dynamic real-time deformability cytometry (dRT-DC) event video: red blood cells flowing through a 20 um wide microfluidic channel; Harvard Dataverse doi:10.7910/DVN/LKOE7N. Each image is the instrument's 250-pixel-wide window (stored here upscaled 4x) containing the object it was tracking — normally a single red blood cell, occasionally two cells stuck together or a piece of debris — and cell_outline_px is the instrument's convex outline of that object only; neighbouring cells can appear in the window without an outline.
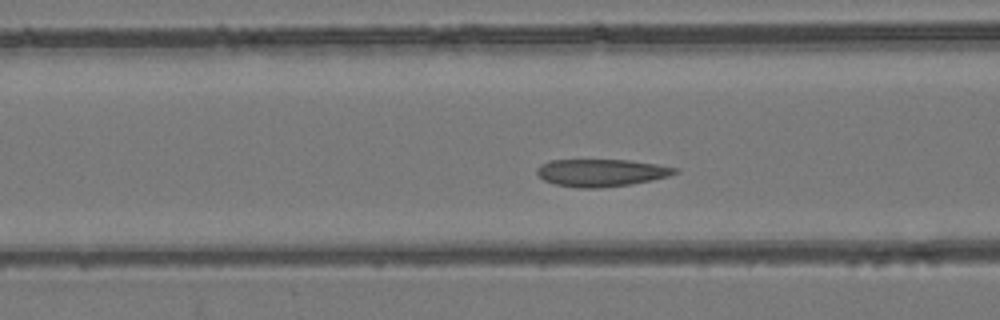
{"species": "common noctule bat (a hibernating species)", "species_latin": "Nyctalus noctula", "temperature_condition": "room temperature", "stored_images_in_passage": 52, "camera_frame_rate_fps": 3000, "um_per_image_px": 0.085, "animal": {"sex": "female", "body_mass_g": 24.6, "forearm_length_mm": 56.2}, "frame": {"image": 1, "passage_image": 17, "time_ms": 5.333, "image_size_px": [1000, 320], "cell_outline_px": [[680, 172], [668, 176], [652, 180], [628, 184], [600, 188], [580, 188], [556, 184], [544, 180], [536, 172], [536, 168], [540, 164], [552, 160], [628, 160], [656, 164], [676, 168]], "centroid_in_image_um": [51.09, 14.68], "position_along_channel_um": 115.5, "area_um2": 21.85}}
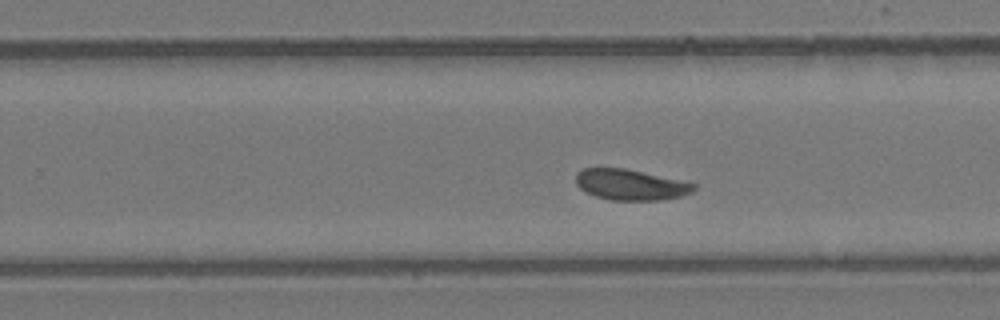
{"frame": {"image": 2, "passage_image": 30, "time_ms": 9.667, "image_size_px": [1000, 320], "cell_outline_px": [[696, 188], [692, 192], [680, 196], [660, 200], [612, 200], [596, 196], [580, 188], [576, 184], [576, 172], [584, 168], [624, 168], [696, 184]], "centroid_in_image_um": [53.57, 15.7], "position_along_channel_um": 276.2, "area_um2": 20.81}}
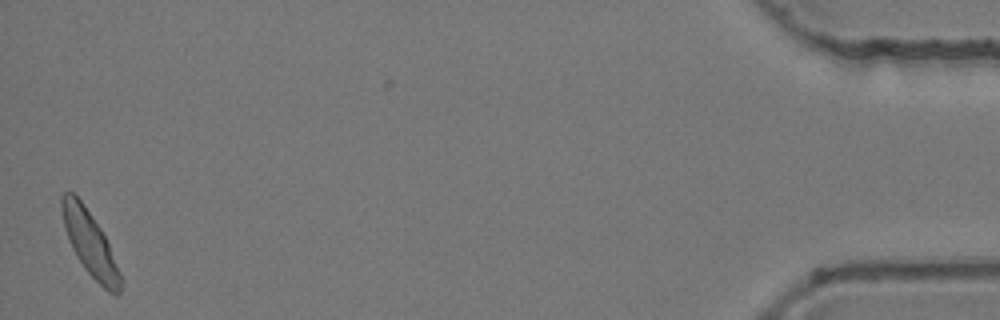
{"frame": {"image": 3, "passage_image": 50, "time_ms": 16.333, "image_size_px": [1000, 320], "cell_outline_px": [[120, 292], [116, 296], [108, 292], [84, 268], [76, 256], [72, 248], [64, 228], [60, 208], [60, 196], [64, 192], [72, 192], [80, 200], [100, 228], [108, 244], [120, 272]], "centroid_in_image_um": [7.6, 20.67], "position_along_channel_um": 427.6, "area_um2": 21.56}, "authors_computed_cell_mechanics": {"area_um2": 21.964, "velocity_mm_per_s": 3.7161, "shape_relaxation_time_tau1_ms": 4.1012, "shape_relaxation_time_tau2_ms": null, "deformation_change_tau1": 0.0977, "deformation_change_tau2": null}}